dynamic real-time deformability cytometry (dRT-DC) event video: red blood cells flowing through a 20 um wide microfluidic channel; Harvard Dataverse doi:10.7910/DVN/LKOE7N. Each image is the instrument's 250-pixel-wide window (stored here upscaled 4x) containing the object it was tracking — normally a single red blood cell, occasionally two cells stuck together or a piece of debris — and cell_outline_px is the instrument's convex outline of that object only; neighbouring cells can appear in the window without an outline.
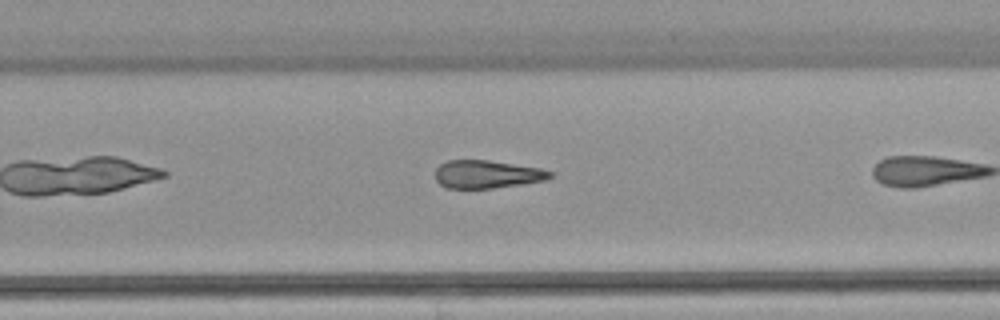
{"species": "common noctule bat (a hibernating species)", "species_latin": "Nyctalus noctula", "temperature_condition": "warm", "stored_images_in_passage": 26, "camera_frame_rate_fps": 3000, "um_per_image_px": 0.085, "animal": {"sex": "female", "body_mass_g": 22.7, "forearm_length_mm": 54.2}, "frame": {"image": 1, "passage_image": 19, "time_ms": 6.0, "image_size_px": [1000, 320], "cell_outline_px": [[552, 176], [544, 180], [520, 184], [492, 188], [448, 188], [440, 184], [436, 180], [436, 168], [440, 164], [448, 160], [488, 160], [540, 168], [552, 172]], "centroid_in_image_um": [41.36, 14.8], "position_along_channel_um": 288.4, "area_um2": 18.5}}